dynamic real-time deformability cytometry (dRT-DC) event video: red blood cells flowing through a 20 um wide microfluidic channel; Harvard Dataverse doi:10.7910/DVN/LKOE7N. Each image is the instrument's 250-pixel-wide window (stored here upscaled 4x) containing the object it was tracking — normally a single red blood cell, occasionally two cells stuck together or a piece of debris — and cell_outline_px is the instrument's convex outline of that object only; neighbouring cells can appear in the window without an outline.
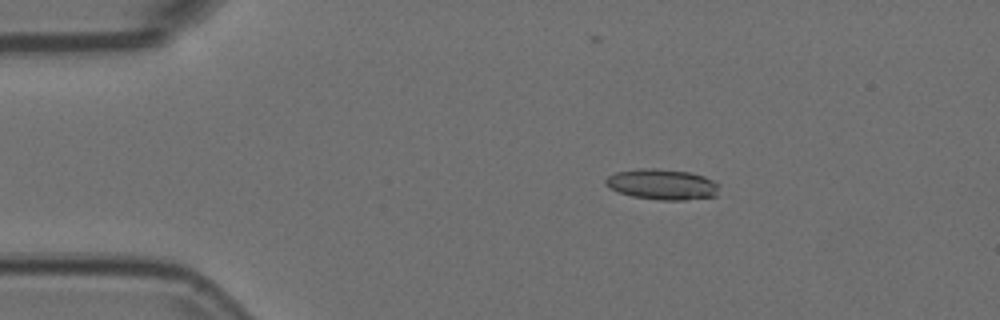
{"species": "Egyptian fruit bat (a non-hibernating species)", "species_latin": "Rousettus aegyptiacus", "temperature_condition": "room temperature", "stored_images_in_passage": 4, "camera_frame_rate_fps": 3000, "um_per_image_px": 0.085, "animal": {"sex": "female"}, "frame": {"image": 1, "passage_image": 3, "time_ms": 0.667, "image_size_px": [1000, 320], "cell_outline_px": [[720, 184], [716, 196], [684, 200], [660, 200], [632, 196], [608, 188], [604, 184], [604, 180], [608, 176], [616, 172], [640, 168], [656, 168], [688, 172], [704, 176]], "centroid_in_image_um": [56.27, 15.67], "position_along_channel_um": 28.7, "area_um2": 20.35}}